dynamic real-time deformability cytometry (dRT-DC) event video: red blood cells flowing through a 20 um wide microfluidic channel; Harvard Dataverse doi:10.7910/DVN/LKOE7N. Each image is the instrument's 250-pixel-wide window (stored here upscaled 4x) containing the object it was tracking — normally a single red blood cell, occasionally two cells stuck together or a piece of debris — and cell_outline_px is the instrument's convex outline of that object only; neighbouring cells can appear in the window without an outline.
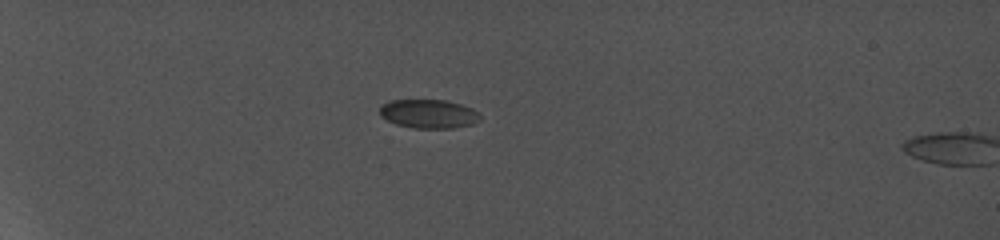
{"species": "common noctule bat (a hibernating species)", "species_latin": "Nyctalus noctula", "temperature_condition": "cold", "stored_images_in_passage": 10, "camera_frame_rate_fps": 5000, "um_per_image_px": 0.085, "animal": {"sex": "female", "body_mass_g": 19.0, "forearm_length_mm": 56.7}, "frame": {"image": 1, "passage_image": 9, "time_ms": 6.6, "image_size_px": [1000, 240], "cell_outline_px": [[480, 120], [468, 124], [452, 128], [416, 128], [400, 124], [388, 120], [380, 112], [380, 108], [384, 104], [392, 100], [444, 100], [460, 104], [472, 108], [480, 116]], "centroid_in_image_um": [36.46, 9.66], "position_along_channel_um": 48.5, "area_um2": 16.3}}